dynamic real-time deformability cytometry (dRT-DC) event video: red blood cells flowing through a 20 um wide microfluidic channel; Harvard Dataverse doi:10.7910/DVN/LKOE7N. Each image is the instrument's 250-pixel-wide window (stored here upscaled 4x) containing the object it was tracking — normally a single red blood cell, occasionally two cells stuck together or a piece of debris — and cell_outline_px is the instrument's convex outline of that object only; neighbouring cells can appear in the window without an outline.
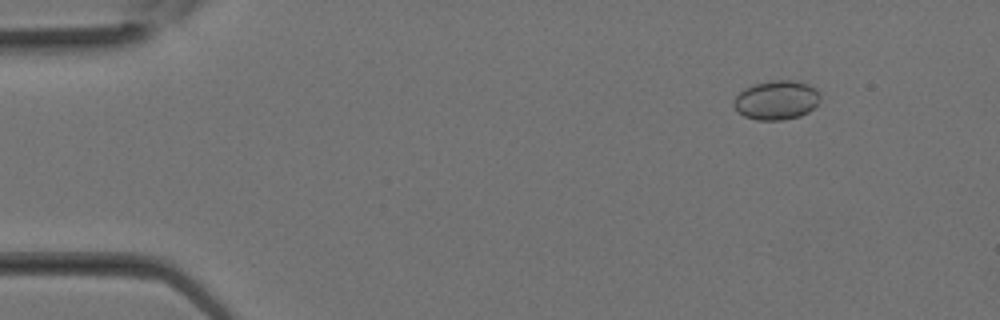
{"species": "Egyptian fruit bat (a non-hibernating species)", "species_latin": "Rousettus aegyptiacus", "temperature_condition": "room temperature", "stored_images_in_passage": 16, "camera_frame_rate_fps": 3000, "um_per_image_px": 0.085, "animal": {"sex": "female"}, "frame": {"image": 1, "passage_image": 3, "time_ms": 0.667, "image_size_px": [1000, 320], "cell_outline_px": [[820, 100], [808, 112], [800, 116], [780, 120], [756, 120], [744, 116], [732, 104], [736, 96], [744, 88], [756, 84], [772, 80], [792, 80], [808, 84], [816, 88], [820, 92]], "centroid_in_image_um": [66.01, 8.5], "position_along_channel_um": 19.0, "area_um2": 19.65}}
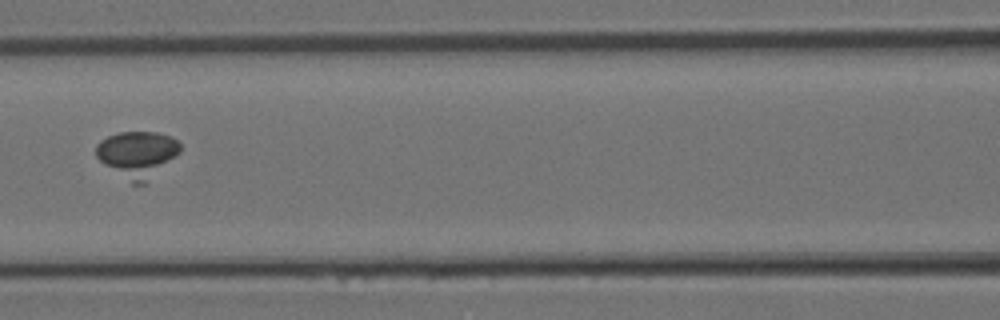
{"frame": {"image": 2, "passage_image": 13, "time_ms": 4.0, "image_size_px": [1000, 320], "cell_outline_px": [[180, 152], [176, 156], [144, 184], [132, 184], [104, 164], [96, 156], [96, 144], [100, 140], [108, 136], [120, 132], [156, 132], [172, 136], [180, 144]], "centroid_in_image_um": [11.67, 13.1], "position_along_channel_um": 154.9, "area_um2": 22.54}}
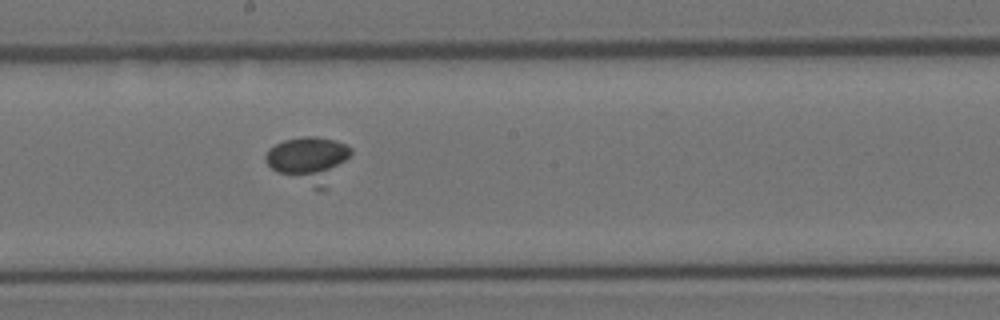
{"frame": {"image": 3, "passage_image": 16, "time_ms": 5.0, "image_size_px": [1000, 320], "cell_outline_px": [[352, 152], [328, 188], [312, 188], [276, 172], [264, 160], [264, 156], [268, 148], [284, 140], [304, 136], [316, 136], [336, 140], [352, 148]], "centroid_in_image_um": [26.24, 13.58], "position_along_channel_um": 222.0, "area_um2": 23.06}}